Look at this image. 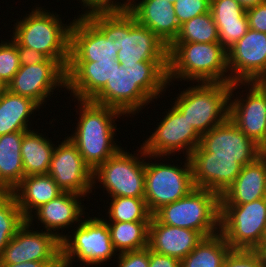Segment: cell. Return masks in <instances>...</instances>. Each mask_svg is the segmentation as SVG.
I'll return each mask as SVG.
<instances>
[{"label":"cell","instance_id":"obj_1","mask_svg":"<svg viewBox=\"0 0 266 267\" xmlns=\"http://www.w3.org/2000/svg\"><path fill=\"white\" fill-rule=\"evenodd\" d=\"M85 17L105 36L116 41L121 65L141 61H169V46L157 34L137 23L128 11L94 12Z\"/></svg>","mask_w":266,"mask_h":267},{"label":"cell","instance_id":"obj_2","mask_svg":"<svg viewBox=\"0 0 266 267\" xmlns=\"http://www.w3.org/2000/svg\"><path fill=\"white\" fill-rule=\"evenodd\" d=\"M76 101L79 104L75 106L78 108L75 109L79 119L76 117L78 122H75V130L67 137L77 146L85 163L94 171L122 148L116 141L115 136L119 129L115 122L126 115L113 107L91 100L74 102Z\"/></svg>","mask_w":266,"mask_h":267},{"label":"cell","instance_id":"obj_3","mask_svg":"<svg viewBox=\"0 0 266 267\" xmlns=\"http://www.w3.org/2000/svg\"><path fill=\"white\" fill-rule=\"evenodd\" d=\"M167 80L170 87L174 81L230 83L227 51L218 42L171 43Z\"/></svg>","mask_w":266,"mask_h":267},{"label":"cell","instance_id":"obj_4","mask_svg":"<svg viewBox=\"0 0 266 267\" xmlns=\"http://www.w3.org/2000/svg\"><path fill=\"white\" fill-rule=\"evenodd\" d=\"M35 8L16 20L12 35L21 46L32 48L46 55L49 59L56 60L65 70L69 62L70 28L62 22V18L46 6Z\"/></svg>","mask_w":266,"mask_h":267},{"label":"cell","instance_id":"obj_5","mask_svg":"<svg viewBox=\"0 0 266 267\" xmlns=\"http://www.w3.org/2000/svg\"><path fill=\"white\" fill-rule=\"evenodd\" d=\"M171 100L187 121L203 135L229 117L230 83H189ZM192 85V86H191Z\"/></svg>","mask_w":266,"mask_h":267},{"label":"cell","instance_id":"obj_6","mask_svg":"<svg viewBox=\"0 0 266 267\" xmlns=\"http://www.w3.org/2000/svg\"><path fill=\"white\" fill-rule=\"evenodd\" d=\"M153 216L162 224L191 229L208 237L220 232V195L194 188L187 196L163 205Z\"/></svg>","mask_w":266,"mask_h":267},{"label":"cell","instance_id":"obj_7","mask_svg":"<svg viewBox=\"0 0 266 267\" xmlns=\"http://www.w3.org/2000/svg\"><path fill=\"white\" fill-rule=\"evenodd\" d=\"M89 215L61 240L63 267H73L76 261L83 266L100 267L117 258L107 222L102 217Z\"/></svg>","mask_w":266,"mask_h":267},{"label":"cell","instance_id":"obj_8","mask_svg":"<svg viewBox=\"0 0 266 267\" xmlns=\"http://www.w3.org/2000/svg\"><path fill=\"white\" fill-rule=\"evenodd\" d=\"M159 158V156L148 155L145 153L144 199L152 214L163 205L173 203L180 198L187 196L195 188L189 157L182 159H185L183 165L182 161L180 162V165H171L166 162V160H169L170 162L172 161V159H167L170 157H161L160 160ZM163 159L165 161H163ZM153 160L155 161L153 162ZM161 160L164 163L161 162Z\"/></svg>","mask_w":266,"mask_h":267},{"label":"cell","instance_id":"obj_9","mask_svg":"<svg viewBox=\"0 0 266 267\" xmlns=\"http://www.w3.org/2000/svg\"><path fill=\"white\" fill-rule=\"evenodd\" d=\"M136 151L132 154L122 147L99 165L93 171V190L103 188L108 197H144L145 151L142 147Z\"/></svg>","mask_w":266,"mask_h":267},{"label":"cell","instance_id":"obj_10","mask_svg":"<svg viewBox=\"0 0 266 267\" xmlns=\"http://www.w3.org/2000/svg\"><path fill=\"white\" fill-rule=\"evenodd\" d=\"M220 233L231 249L255 250L266 234V197L244 204H220Z\"/></svg>","mask_w":266,"mask_h":267},{"label":"cell","instance_id":"obj_11","mask_svg":"<svg viewBox=\"0 0 266 267\" xmlns=\"http://www.w3.org/2000/svg\"><path fill=\"white\" fill-rule=\"evenodd\" d=\"M154 128V132L140 145L148 155L172 157L183 152L189 157L199 145L201 135L190 125L186 117L172 104ZM180 153V154H179ZM174 154V155H173Z\"/></svg>","mask_w":266,"mask_h":267},{"label":"cell","instance_id":"obj_12","mask_svg":"<svg viewBox=\"0 0 266 267\" xmlns=\"http://www.w3.org/2000/svg\"><path fill=\"white\" fill-rule=\"evenodd\" d=\"M243 86V89L247 87L242 90L245 94L239 90ZM229 118L247 137L263 150L266 149V97L253 82L232 83Z\"/></svg>","mask_w":266,"mask_h":267},{"label":"cell","instance_id":"obj_13","mask_svg":"<svg viewBox=\"0 0 266 267\" xmlns=\"http://www.w3.org/2000/svg\"><path fill=\"white\" fill-rule=\"evenodd\" d=\"M62 88L66 89V70L49 58L43 63L20 66L6 87L13 94L31 98L40 107L48 104L55 89L60 93Z\"/></svg>","mask_w":266,"mask_h":267},{"label":"cell","instance_id":"obj_14","mask_svg":"<svg viewBox=\"0 0 266 267\" xmlns=\"http://www.w3.org/2000/svg\"><path fill=\"white\" fill-rule=\"evenodd\" d=\"M57 142L47 174L63 192L83 195L89 199L93 192V171L66 135L62 142Z\"/></svg>","mask_w":266,"mask_h":267},{"label":"cell","instance_id":"obj_15","mask_svg":"<svg viewBox=\"0 0 266 267\" xmlns=\"http://www.w3.org/2000/svg\"><path fill=\"white\" fill-rule=\"evenodd\" d=\"M37 229L26 221L4 248L0 263L62 261L61 239L53 233Z\"/></svg>","mask_w":266,"mask_h":267},{"label":"cell","instance_id":"obj_16","mask_svg":"<svg viewBox=\"0 0 266 267\" xmlns=\"http://www.w3.org/2000/svg\"><path fill=\"white\" fill-rule=\"evenodd\" d=\"M199 146L210 152V158L235 159L243 167L253 163L262 148L247 137L228 117L210 131L201 135Z\"/></svg>","mask_w":266,"mask_h":267},{"label":"cell","instance_id":"obj_17","mask_svg":"<svg viewBox=\"0 0 266 267\" xmlns=\"http://www.w3.org/2000/svg\"><path fill=\"white\" fill-rule=\"evenodd\" d=\"M230 84L253 82L266 70V33L248 29L227 51Z\"/></svg>","mask_w":266,"mask_h":267},{"label":"cell","instance_id":"obj_18","mask_svg":"<svg viewBox=\"0 0 266 267\" xmlns=\"http://www.w3.org/2000/svg\"><path fill=\"white\" fill-rule=\"evenodd\" d=\"M91 101L113 107L124 115L126 114L127 117H134L143 110L142 108L145 109L147 105H150L149 103H155L135 83L132 73H128L118 61L114 63L113 74L105 87Z\"/></svg>","mask_w":266,"mask_h":267},{"label":"cell","instance_id":"obj_19","mask_svg":"<svg viewBox=\"0 0 266 267\" xmlns=\"http://www.w3.org/2000/svg\"><path fill=\"white\" fill-rule=\"evenodd\" d=\"M84 199L85 196L83 195L63 192L57 198L36 209L26 221L32 227H35V222L38 223L37 226L41 223L39 227H42V230L53 233L62 240L65 237L66 229H73L80 223L85 214H88L84 211L87 210L86 206L84 208L82 204ZM60 230L62 231L60 232Z\"/></svg>","mask_w":266,"mask_h":267},{"label":"cell","instance_id":"obj_20","mask_svg":"<svg viewBox=\"0 0 266 267\" xmlns=\"http://www.w3.org/2000/svg\"><path fill=\"white\" fill-rule=\"evenodd\" d=\"M70 28L69 61L116 60V41L105 36L85 17L74 16Z\"/></svg>","mask_w":266,"mask_h":267},{"label":"cell","instance_id":"obj_21","mask_svg":"<svg viewBox=\"0 0 266 267\" xmlns=\"http://www.w3.org/2000/svg\"><path fill=\"white\" fill-rule=\"evenodd\" d=\"M195 188L221 194L235 181L243 166L235 159L210 158L199 145L189 156Z\"/></svg>","mask_w":266,"mask_h":267},{"label":"cell","instance_id":"obj_22","mask_svg":"<svg viewBox=\"0 0 266 267\" xmlns=\"http://www.w3.org/2000/svg\"><path fill=\"white\" fill-rule=\"evenodd\" d=\"M116 61H69L66 68L69 98L74 97L72 101L92 100L111 78Z\"/></svg>","mask_w":266,"mask_h":267},{"label":"cell","instance_id":"obj_23","mask_svg":"<svg viewBox=\"0 0 266 267\" xmlns=\"http://www.w3.org/2000/svg\"><path fill=\"white\" fill-rule=\"evenodd\" d=\"M128 11L138 24L157 34L168 46L179 34L181 25L174 4L167 0H130Z\"/></svg>","mask_w":266,"mask_h":267},{"label":"cell","instance_id":"obj_24","mask_svg":"<svg viewBox=\"0 0 266 267\" xmlns=\"http://www.w3.org/2000/svg\"><path fill=\"white\" fill-rule=\"evenodd\" d=\"M205 236L187 228L168 226L152 216L149 223L148 247L155 253L184 259Z\"/></svg>","mask_w":266,"mask_h":267},{"label":"cell","instance_id":"obj_25","mask_svg":"<svg viewBox=\"0 0 266 267\" xmlns=\"http://www.w3.org/2000/svg\"><path fill=\"white\" fill-rule=\"evenodd\" d=\"M266 197V161L259 156L245 165L221 194L220 204H244Z\"/></svg>","mask_w":266,"mask_h":267},{"label":"cell","instance_id":"obj_26","mask_svg":"<svg viewBox=\"0 0 266 267\" xmlns=\"http://www.w3.org/2000/svg\"><path fill=\"white\" fill-rule=\"evenodd\" d=\"M210 11L217 26L218 43L228 51L249 29L246 9L236 0H210Z\"/></svg>","mask_w":266,"mask_h":267},{"label":"cell","instance_id":"obj_27","mask_svg":"<svg viewBox=\"0 0 266 267\" xmlns=\"http://www.w3.org/2000/svg\"><path fill=\"white\" fill-rule=\"evenodd\" d=\"M27 219L36 209L63 193L49 174L28 175L11 191Z\"/></svg>","mask_w":266,"mask_h":267},{"label":"cell","instance_id":"obj_28","mask_svg":"<svg viewBox=\"0 0 266 267\" xmlns=\"http://www.w3.org/2000/svg\"><path fill=\"white\" fill-rule=\"evenodd\" d=\"M40 109L31 98L13 94L5 88L0 93V136L33 129L31 118H35L31 115H35Z\"/></svg>","mask_w":266,"mask_h":267},{"label":"cell","instance_id":"obj_29","mask_svg":"<svg viewBox=\"0 0 266 267\" xmlns=\"http://www.w3.org/2000/svg\"><path fill=\"white\" fill-rule=\"evenodd\" d=\"M33 129L22 138L21 156L24 177L28 175H45L48 173L55 145L46 134ZM40 132V133H39Z\"/></svg>","mask_w":266,"mask_h":267},{"label":"cell","instance_id":"obj_30","mask_svg":"<svg viewBox=\"0 0 266 267\" xmlns=\"http://www.w3.org/2000/svg\"><path fill=\"white\" fill-rule=\"evenodd\" d=\"M25 133L0 136V192H11L24 177L21 143Z\"/></svg>","mask_w":266,"mask_h":267},{"label":"cell","instance_id":"obj_31","mask_svg":"<svg viewBox=\"0 0 266 267\" xmlns=\"http://www.w3.org/2000/svg\"><path fill=\"white\" fill-rule=\"evenodd\" d=\"M169 61H141L138 65H121L132 73L135 83L154 101L163 97L169 88L167 70ZM162 96V97H161ZM159 97V98H158Z\"/></svg>","mask_w":266,"mask_h":267},{"label":"cell","instance_id":"obj_32","mask_svg":"<svg viewBox=\"0 0 266 267\" xmlns=\"http://www.w3.org/2000/svg\"><path fill=\"white\" fill-rule=\"evenodd\" d=\"M231 248L218 232L203 240L180 261V267H222Z\"/></svg>","mask_w":266,"mask_h":267},{"label":"cell","instance_id":"obj_33","mask_svg":"<svg viewBox=\"0 0 266 267\" xmlns=\"http://www.w3.org/2000/svg\"><path fill=\"white\" fill-rule=\"evenodd\" d=\"M106 222L110 230L113 247L119 254L148 247L150 221Z\"/></svg>","mask_w":266,"mask_h":267},{"label":"cell","instance_id":"obj_34","mask_svg":"<svg viewBox=\"0 0 266 267\" xmlns=\"http://www.w3.org/2000/svg\"><path fill=\"white\" fill-rule=\"evenodd\" d=\"M105 221L136 222L151 221L153 214L149 211L144 197H111ZM108 219H107V218Z\"/></svg>","mask_w":266,"mask_h":267},{"label":"cell","instance_id":"obj_35","mask_svg":"<svg viewBox=\"0 0 266 267\" xmlns=\"http://www.w3.org/2000/svg\"><path fill=\"white\" fill-rule=\"evenodd\" d=\"M183 42H219L217 26L211 11L193 17L189 21L181 24L179 34L172 43Z\"/></svg>","mask_w":266,"mask_h":267},{"label":"cell","instance_id":"obj_36","mask_svg":"<svg viewBox=\"0 0 266 267\" xmlns=\"http://www.w3.org/2000/svg\"><path fill=\"white\" fill-rule=\"evenodd\" d=\"M25 222L15 196L11 192H0V257Z\"/></svg>","mask_w":266,"mask_h":267},{"label":"cell","instance_id":"obj_37","mask_svg":"<svg viewBox=\"0 0 266 267\" xmlns=\"http://www.w3.org/2000/svg\"><path fill=\"white\" fill-rule=\"evenodd\" d=\"M5 40L0 41V82L6 88L19 70L20 60L17 41L13 37Z\"/></svg>","mask_w":266,"mask_h":267},{"label":"cell","instance_id":"obj_38","mask_svg":"<svg viewBox=\"0 0 266 267\" xmlns=\"http://www.w3.org/2000/svg\"><path fill=\"white\" fill-rule=\"evenodd\" d=\"M174 10L181 25L193 17L209 12L210 0H178L174 3Z\"/></svg>","mask_w":266,"mask_h":267},{"label":"cell","instance_id":"obj_39","mask_svg":"<svg viewBox=\"0 0 266 267\" xmlns=\"http://www.w3.org/2000/svg\"><path fill=\"white\" fill-rule=\"evenodd\" d=\"M222 267H263L256 250L231 249Z\"/></svg>","mask_w":266,"mask_h":267},{"label":"cell","instance_id":"obj_40","mask_svg":"<svg viewBox=\"0 0 266 267\" xmlns=\"http://www.w3.org/2000/svg\"><path fill=\"white\" fill-rule=\"evenodd\" d=\"M78 1V0H77ZM123 1V2H121ZM79 0L82 6V13L79 16H85L94 12H110L128 10L130 0ZM83 3V4H82ZM86 9V10H85Z\"/></svg>","mask_w":266,"mask_h":267},{"label":"cell","instance_id":"obj_41","mask_svg":"<svg viewBox=\"0 0 266 267\" xmlns=\"http://www.w3.org/2000/svg\"><path fill=\"white\" fill-rule=\"evenodd\" d=\"M117 267H149V247L118 253Z\"/></svg>","mask_w":266,"mask_h":267},{"label":"cell","instance_id":"obj_42","mask_svg":"<svg viewBox=\"0 0 266 267\" xmlns=\"http://www.w3.org/2000/svg\"><path fill=\"white\" fill-rule=\"evenodd\" d=\"M249 28L266 33V1L246 10Z\"/></svg>","mask_w":266,"mask_h":267},{"label":"cell","instance_id":"obj_43","mask_svg":"<svg viewBox=\"0 0 266 267\" xmlns=\"http://www.w3.org/2000/svg\"><path fill=\"white\" fill-rule=\"evenodd\" d=\"M17 51L19 54L20 66L35 65L38 63H43L48 59L46 55L40 53L39 51L21 46L18 42Z\"/></svg>","mask_w":266,"mask_h":267},{"label":"cell","instance_id":"obj_44","mask_svg":"<svg viewBox=\"0 0 266 267\" xmlns=\"http://www.w3.org/2000/svg\"><path fill=\"white\" fill-rule=\"evenodd\" d=\"M149 267H180V260L155 253L149 248Z\"/></svg>","mask_w":266,"mask_h":267},{"label":"cell","instance_id":"obj_45","mask_svg":"<svg viewBox=\"0 0 266 267\" xmlns=\"http://www.w3.org/2000/svg\"><path fill=\"white\" fill-rule=\"evenodd\" d=\"M0 267H63L62 261H27L20 264L0 263Z\"/></svg>","mask_w":266,"mask_h":267},{"label":"cell","instance_id":"obj_46","mask_svg":"<svg viewBox=\"0 0 266 267\" xmlns=\"http://www.w3.org/2000/svg\"><path fill=\"white\" fill-rule=\"evenodd\" d=\"M253 83L257 86V88L265 95L266 97V70L259 75Z\"/></svg>","mask_w":266,"mask_h":267},{"label":"cell","instance_id":"obj_47","mask_svg":"<svg viewBox=\"0 0 266 267\" xmlns=\"http://www.w3.org/2000/svg\"><path fill=\"white\" fill-rule=\"evenodd\" d=\"M243 8H245L246 10L251 8V7H255L263 2H265L266 0H236Z\"/></svg>","mask_w":266,"mask_h":267},{"label":"cell","instance_id":"obj_48","mask_svg":"<svg viewBox=\"0 0 266 267\" xmlns=\"http://www.w3.org/2000/svg\"><path fill=\"white\" fill-rule=\"evenodd\" d=\"M255 250L261 258L262 266L266 267V241H263Z\"/></svg>","mask_w":266,"mask_h":267},{"label":"cell","instance_id":"obj_49","mask_svg":"<svg viewBox=\"0 0 266 267\" xmlns=\"http://www.w3.org/2000/svg\"><path fill=\"white\" fill-rule=\"evenodd\" d=\"M260 156L266 161V149L262 150V153Z\"/></svg>","mask_w":266,"mask_h":267},{"label":"cell","instance_id":"obj_50","mask_svg":"<svg viewBox=\"0 0 266 267\" xmlns=\"http://www.w3.org/2000/svg\"><path fill=\"white\" fill-rule=\"evenodd\" d=\"M5 89V87L2 85V83L0 82V93Z\"/></svg>","mask_w":266,"mask_h":267},{"label":"cell","instance_id":"obj_51","mask_svg":"<svg viewBox=\"0 0 266 267\" xmlns=\"http://www.w3.org/2000/svg\"><path fill=\"white\" fill-rule=\"evenodd\" d=\"M167 1L174 4L178 0H167Z\"/></svg>","mask_w":266,"mask_h":267}]
</instances>
